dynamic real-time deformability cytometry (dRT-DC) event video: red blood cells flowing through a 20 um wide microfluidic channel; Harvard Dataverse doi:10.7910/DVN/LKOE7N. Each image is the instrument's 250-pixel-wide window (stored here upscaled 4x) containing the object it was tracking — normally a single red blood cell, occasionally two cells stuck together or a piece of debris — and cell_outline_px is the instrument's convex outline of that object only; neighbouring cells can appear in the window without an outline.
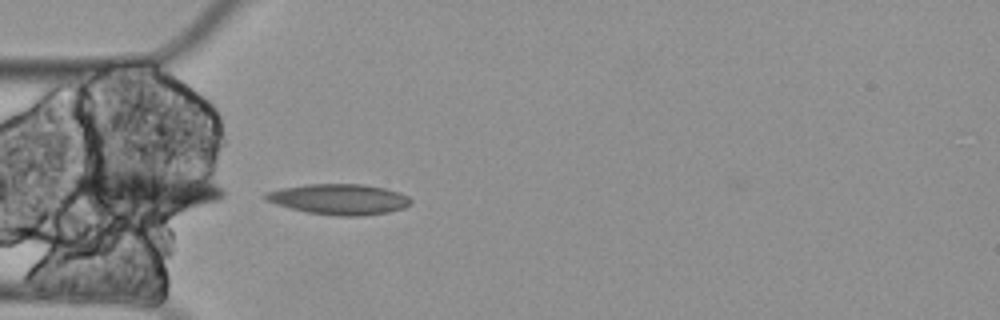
{"species": "Egyptian fruit bat (a non-hibernating species)", "species_latin": "Rousettus aegyptiacus", "temperature_condition": "cold", "stored_images_in_passage": 4, "camera_frame_rate_fps": 3000, "um_per_image_px": 0.085, "animal": {"sex": "female"}, "frame": {"image": 1, "passage_image": 4, "time_ms": 1.0, "image_size_px": [1000, 320], "cell_outline_px": [[412, 200], [404, 208], [388, 212], [360, 216], [340, 216], [308, 212], [276, 204], [264, 200], [264, 192], [280, 188], [308, 184], [364, 184], [384, 188], [400, 192], [408, 196]], "centroid_in_image_um": [28.81, 16.92], "position_along_channel_um": 56.2, "area_um2": 25.84}}